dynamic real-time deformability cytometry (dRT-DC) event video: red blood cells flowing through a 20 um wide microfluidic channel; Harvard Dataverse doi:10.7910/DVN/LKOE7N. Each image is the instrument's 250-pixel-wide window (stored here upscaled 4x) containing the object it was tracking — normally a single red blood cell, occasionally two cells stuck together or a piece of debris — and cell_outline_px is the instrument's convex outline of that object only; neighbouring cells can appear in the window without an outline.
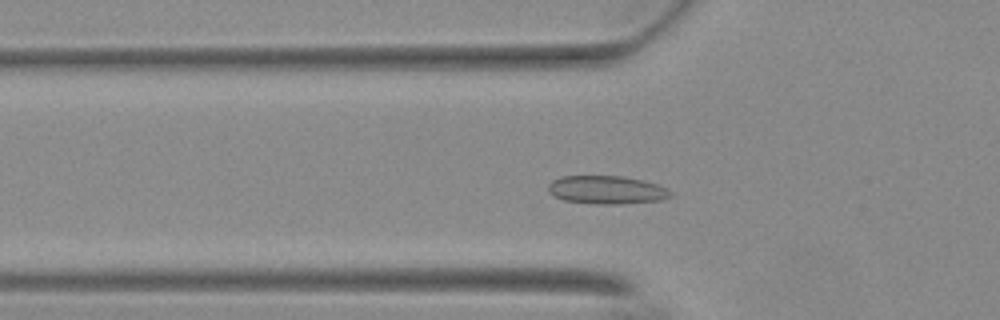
{"species": "Egyptian fruit bat (a non-hibernating species)", "species_latin": "Rousettus aegyptiacus", "temperature_condition": "warm", "stored_images_in_passage": 42, "camera_frame_rate_fps": 3000, "um_per_image_px": 0.085, "animal": {"sex": "female"}, "frame": {"image": 1, "passage_image": 5, "time_ms": 1.333, "image_size_px": [1000, 320], "cell_outline_px": [[676, 196], [664, 200], [620, 204], [596, 204], [564, 200], [552, 196], [548, 192], [548, 184], [552, 180], [560, 176], [624, 176], [644, 180], [668, 188]], "centroid_in_image_um": [51.61, 16.14], "position_along_channel_um": 74.2, "area_um2": 20.58}}
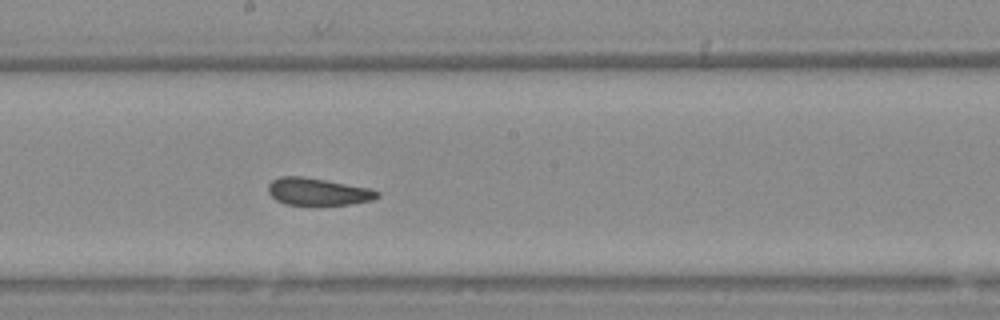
{"frame": {"image": 2, "passage_image": 17, "time_ms": 5.333, "image_size_px": [1000, 320], "cell_outline_px": [[380, 196], [372, 200], [352, 204], [284, 204], [276, 200], [268, 192], [268, 184], [272, 180], [280, 176], [304, 176], [368, 188], [380, 192]], "centroid_in_image_um": [27.0, 16.28], "position_along_channel_um": 221.2, "area_um2": 17.17}}
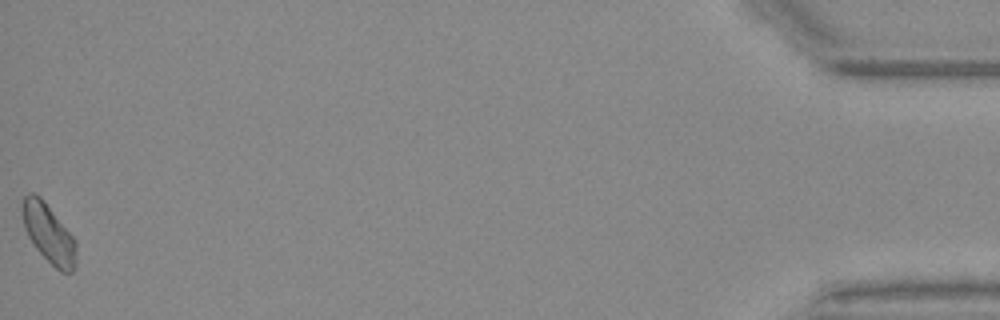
{"frame": {"image": 3, "passage_image": 42, "time_ms": 13.667, "image_size_px": [1000, 320], "cell_outline_px": [[76, 268], [72, 272], [60, 272], [32, 244], [24, 228], [20, 208], [20, 204], [24, 196], [28, 192], [32, 192], [40, 196], [76, 240]], "centroid_in_image_um": [4.11, 19.82], "position_along_channel_um": 431.1, "area_um2": 18.67}, "authors_computed_cell_mechanics": {"area_um2": 18.0047, "velocity_mm_per_s": 3.6733, "shape_relaxation_time_tau1_ms": 7.8061, "shape_relaxation_time_tau2_ms": 1.9383, "deformation_change_tau1": 0.1242, "deformation_change_tau2": 0.0844}}